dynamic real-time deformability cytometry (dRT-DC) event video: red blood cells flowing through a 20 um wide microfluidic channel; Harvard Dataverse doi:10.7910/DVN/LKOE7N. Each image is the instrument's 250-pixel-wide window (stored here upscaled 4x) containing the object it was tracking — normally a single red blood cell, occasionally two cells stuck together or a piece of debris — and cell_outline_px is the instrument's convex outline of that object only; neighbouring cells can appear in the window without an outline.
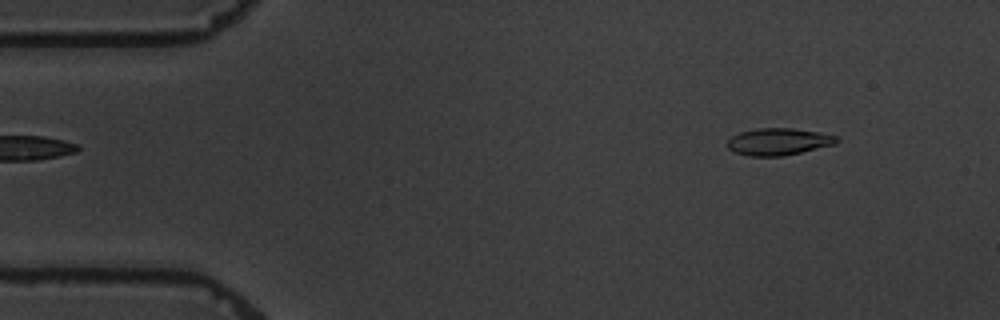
{"species": "common noctule bat (a hibernating species)", "species_latin": "Nyctalus noctula", "temperature_condition": "warm", "stored_images_in_passage": 3, "camera_frame_rate_fps": 3000, "um_per_image_px": 0.085, "animal": {"sex": "male", "body_mass_g": 19.5, "forearm_length_mm": 54.6}, "frame": {"image": 1, "passage_image": 1, "time_ms": 0.0, "image_size_px": [1000, 320], "cell_outline_px": [[840, 140], [836, 144], [784, 156], [748, 156], [736, 152], [728, 148], [728, 140], [732, 136], [740, 132], [756, 128], [792, 128], [816, 132], [836, 136]], "centroid_in_image_um": [66.17, 12.04], "position_along_channel_um": 18.8, "area_um2": 17.11}}
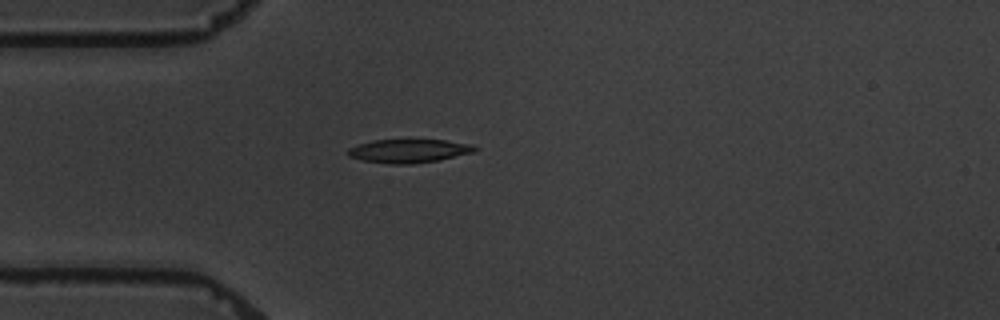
{"frame": {"image": 2, "passage_image": 3, "time_ms": 3.0, "image_size_px": [1000, 320], "cell_outline_px": [[476, 152], [440, 160], [412, 164], [392, 164], [364, 160], [348, 156], [348, 148], [372, 140], [408, 136], [444, 140], [472, 144], [476, 148]], "centroid_in_image_um": [34.78, 12.77], "position_along_channel_um": 50.2, "area_um2": 18.38}}